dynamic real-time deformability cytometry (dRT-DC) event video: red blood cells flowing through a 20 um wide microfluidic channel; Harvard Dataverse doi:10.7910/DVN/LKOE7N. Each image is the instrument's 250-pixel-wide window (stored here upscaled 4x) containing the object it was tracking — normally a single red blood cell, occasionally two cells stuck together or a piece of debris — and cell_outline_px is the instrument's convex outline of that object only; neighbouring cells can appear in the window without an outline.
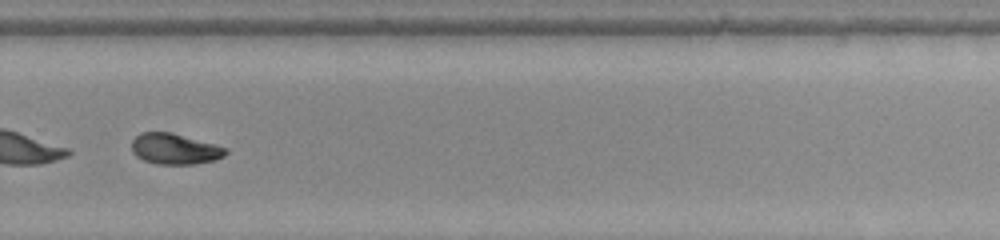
{"species": "common noctule bat (a hibernating species)", "species_latin": "Nyctalus noctula", "temperature_condition": "warm", "stored_images_in_passage": 35, "camera_frame_rate_fps": 3000, "um_per_image_px": 0.085, "animal": {"sex": "female", "body_mass_g": 22.0, "forearm_length_mm": 56.7}, "frame": {"image": 1, "passage_image": 20, "time_ms": 6.333, "image_size_px": [1000, 240], "cell_outline_px": [[228, 152], [224, 156], [212, 160], [196, 164], [156, 164], [144, 160], [136, 156], [132, 152], [132, 140], [140, 132], [172, 132], [216, 144], [228, 148]], "centroid_in_image_um": [14.86, 12.65], "position_along_channel_um": 314.9, "area_um2": 16.99}, "authors_computed_cell_mechanics": {"area_um2": 17.3978, "velocity_mm_per_s": 3.9193, "shape_relaxation_time_tau1_ms": 4.9401, "shape_relaxation_time_tau2_ms": 6.8399, "deformation_change_tau1": 0.1804, "deformation_change_tau2": 0.1035}}